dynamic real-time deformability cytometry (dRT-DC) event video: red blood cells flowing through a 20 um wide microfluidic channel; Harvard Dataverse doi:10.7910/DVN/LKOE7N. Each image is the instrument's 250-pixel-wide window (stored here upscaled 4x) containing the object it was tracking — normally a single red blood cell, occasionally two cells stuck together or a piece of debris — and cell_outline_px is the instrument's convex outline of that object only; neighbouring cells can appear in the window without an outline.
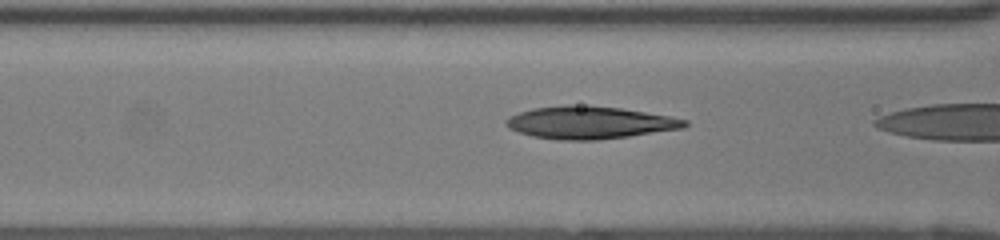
{"species": "human", "species_latin": "Homo sapiens", "temperature_condition": "room temperature", "stored_images_in_passage": 4, "camera_frame_rate_fps": 3000, "um_per_image_px": 0.085, "donor": {"sex": "female"}, "frame": {"image": 1, "passage_image": 3, "time_ms": 0.667, "image_size_px": [1000, 240], "cell_outline_px": [[688, 124], [684, 128], [628, 136], [596, 140], [556, 140], [532, 136], [508, 128], [504, 124], [504, 120], [508, 116], [532, 108], [564, 104], [568, 104], [620, 108], [672, 116], [688, 120]], "centroid_in_image_um": [50.09, 10.41], "position_along_channel_um": 116.5, "area_um2": 33.99}}